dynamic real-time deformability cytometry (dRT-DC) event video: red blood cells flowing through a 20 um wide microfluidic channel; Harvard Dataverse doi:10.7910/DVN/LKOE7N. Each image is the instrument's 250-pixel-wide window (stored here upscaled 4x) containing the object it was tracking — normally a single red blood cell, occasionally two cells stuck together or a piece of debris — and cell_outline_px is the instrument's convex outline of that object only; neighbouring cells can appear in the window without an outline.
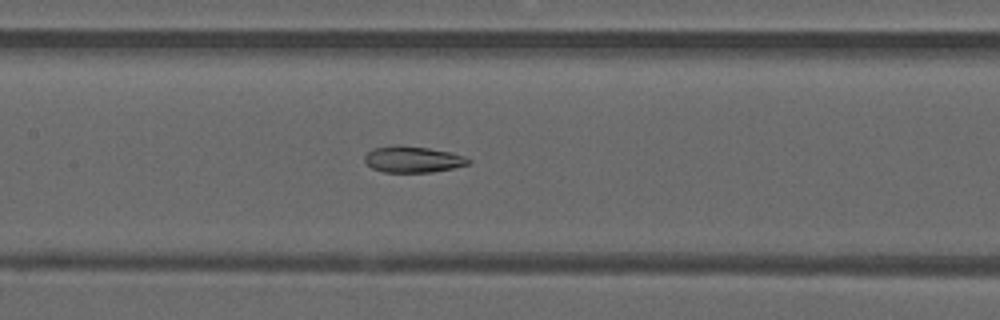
{"species": "common noctule bat (a hibernating species)", "species_latin": "Nyctalus noctula", "temperature_condition": "warm", "stored_images_in_passage": 46, "camera_frame_rate_fps": 3000, "um_per_image_px": 0.085, "animal": {"sex": "male", "forearm_length_mm": 52.5}, "frame": {"image": 1, "passage_image": 20, "time_ms": 6.333, "image_size_px": [1000, 320], "cell_outline_px": [[472, 160], [468, 164], [452, 168], [432, 172], [384, 172], [372, 168], [364, 160], [364, 156], [372, 148], [428, 148], [452, 152], [464, 156]], "centroid_in_image_um": [35.14, 13.59], "position_along_channel_um": 172.3, "area_um2": 15.14}}
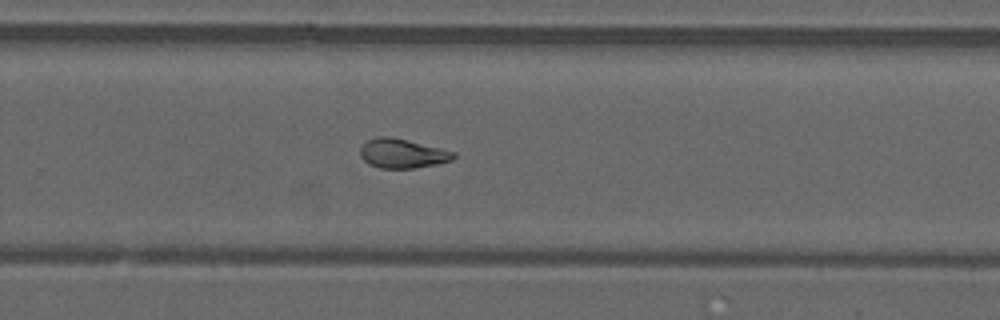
{"frame": {"image": 2, "passage_image": 29, "time_ms": 9.333, "image_size_px": [1000, 320], "cell_outline_px": [[456, 156], [452, 160], [436, 164], [412, 168], [380, 168], [368, 164], [360, 156], [360, 148], [368, 140], [376, 136], [392, 136], [456, 152]], "centroid_in_image_um": [34.19, 13.03], "position_along_channel_um": 295.6, "area_um2": 15.95}}
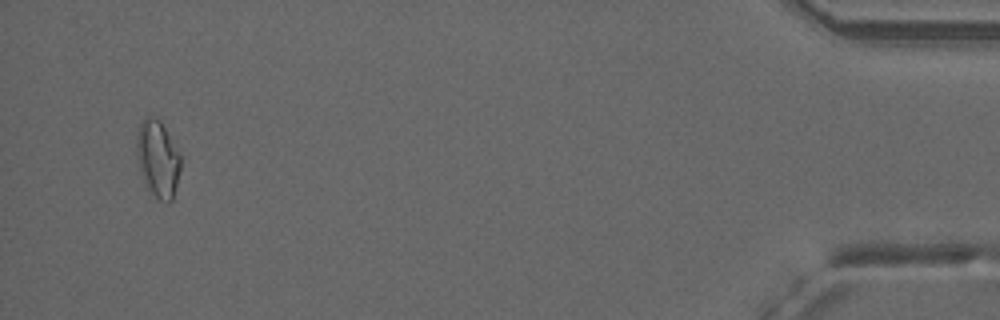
{"frame": {"image": 3, "passage_image": 44, "time_ms": 14.333, "image_size_px": [1000, 320], "cell_outline_px": [[180, 168], [172, 200], [168, 204], [160, 200], [148, 192], [144, 184], [140, 172], [136, 156], [136, 136], [140, 124], [144, 116], [156, 116], [160, 120], [180, 156]], "centroid_in_image_um": [13.36, 13.52], "position_along_channel_um": 421.8, "area_um2": 19.83}, "authors_computed_cell_mechanics": {"area_um2": 16.8198, "velocity_mm_per_s": 4.1328, "shape_relaxation_time_tau1_ms": null, "shape_relaxation_time_tau2_ms": 2.6944, "deformation_change_tau1": null, "deformation_change_tau2": 0.0777}}